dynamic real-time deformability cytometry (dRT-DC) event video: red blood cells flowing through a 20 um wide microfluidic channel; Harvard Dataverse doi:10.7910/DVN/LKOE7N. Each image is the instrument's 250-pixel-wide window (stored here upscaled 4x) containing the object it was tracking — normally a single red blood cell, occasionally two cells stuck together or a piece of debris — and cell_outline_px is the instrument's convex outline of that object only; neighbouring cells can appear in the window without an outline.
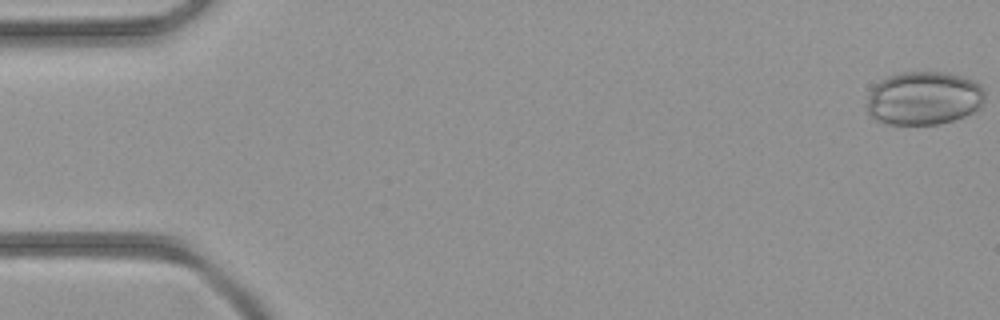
{"species": "common noctule bat (a hibernating species)", "species_latin": "Nyctalus noctula", "temperature_condition": "room temperature", "stored_images_in_passage": 11, "camera_frame_rate_fps": 3000, "um_per_image_px": 0.085, "animal": {"sex": "female", "body_mass_g": 21.9}, "frame": {"image": 1, "passage_image": 1, "time_ms": 0.0, "image_size_px": [1000, 320], "cell_outline_px": [[984, 104], [976, 112], [940, 124], [884, 124], [872, 120], [868, 112], [868, 96], [872, 88], [880, 80], [888, 76], [904, 72], [944, 72], [964, 76], [972, 80], [984, 92]], "centroid_in_image_um": [78.51, 8.36], "position_along_channel_um": 6.5, "area_um2": 36.99}}